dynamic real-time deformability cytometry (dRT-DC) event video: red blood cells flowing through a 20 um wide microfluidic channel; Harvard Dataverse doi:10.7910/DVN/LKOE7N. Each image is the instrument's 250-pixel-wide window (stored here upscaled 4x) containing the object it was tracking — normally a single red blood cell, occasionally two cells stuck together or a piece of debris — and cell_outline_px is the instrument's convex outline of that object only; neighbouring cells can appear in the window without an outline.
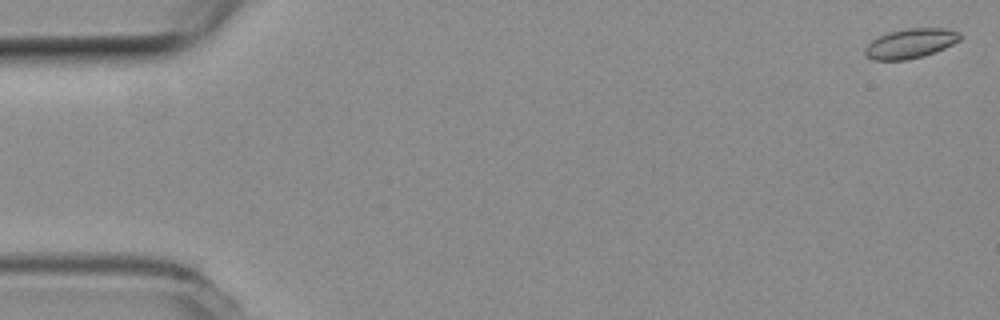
{"species": "common noctule bat (a hibernating species)", "species_latin": "Nyctalus noctula", "temperature_condition": "room temperature", "stored_images_in_passage": 10, "camera_frame_rate_fps": 3000, "um_per_image_px": 0.085, "animal": {"sex": "female", "body_mass_g": 19.3, "forearm_length_mm": 54.1}, "frame": {"image": 1, "passage_image": 1, "time_ms": 0.0, "image_size_px": [1000, 320], "cell_outline_px": [[960, 40], [944, 48], [924, 56], [908, 60], [872, 60], [864, 52], [864, 48], [872, 40], [888, 32], [908, 28], [944, 28], [960, 32]], "centroid_in_image_um": [77.38, 3.69], "position_along_channel_um": 7.6, "area_um2": 16.36}}